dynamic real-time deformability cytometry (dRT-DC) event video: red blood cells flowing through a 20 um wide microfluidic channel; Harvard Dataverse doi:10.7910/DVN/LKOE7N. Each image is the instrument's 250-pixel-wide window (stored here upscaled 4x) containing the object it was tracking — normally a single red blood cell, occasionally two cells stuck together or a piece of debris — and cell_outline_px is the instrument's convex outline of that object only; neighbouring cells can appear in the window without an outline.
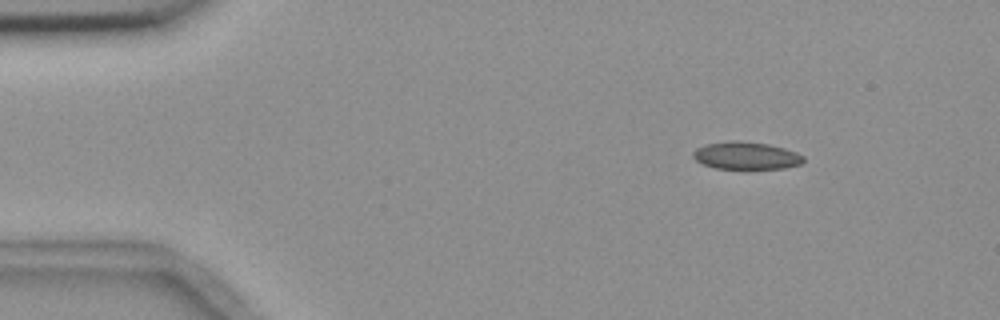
{"species": "common noctule bat (a hibernating species)", "species_latin": "Nyctalus noctula", "temperature_condition": "room temperature", "stored_images_in_passage": 5, "camera_frame_rate_fps": 3000, "um_per_image_px": 0.085, "animal": {"sex": "female", "body_mass_g": 18.4}, "frame": {"image": 1, "passage_image": 1, "time_ms": 0.0, "image_size_px": [1000, 320], "cell_outline_px": [[804, 160], [800, 164], [784, 168], [716, 168], [704, 164], [696, 160], [692, 156], [692, 152], [696, 148], [704, 144], [728, 140], [736, 140], [768, 144], [784, 148], [796, 152], [804, 156]], "centroid_in_image_um": [63.39, 13.21], "position_along_channel_um": 21.6, "area_um2": 17.63}}